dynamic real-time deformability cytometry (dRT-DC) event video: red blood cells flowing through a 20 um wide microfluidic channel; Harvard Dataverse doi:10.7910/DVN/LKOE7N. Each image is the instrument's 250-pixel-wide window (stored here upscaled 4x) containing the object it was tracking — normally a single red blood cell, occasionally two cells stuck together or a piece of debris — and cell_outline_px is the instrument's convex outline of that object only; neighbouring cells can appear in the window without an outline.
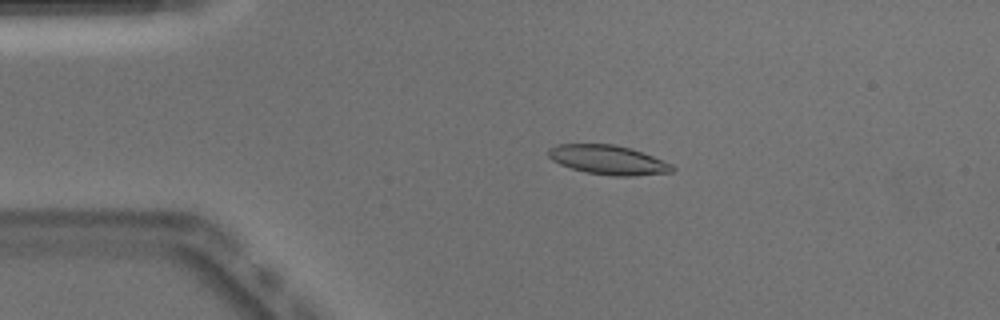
{"species": "Egyptian fruit bat (a non-hibernating species)", "species_latin": "Rousettus aegyptiacus", "temperature_condition": "warm", "stored_images_in_passage": 47, "camera_frame_rate_fps": 3000, "um_per_image_px": 0.085, "animal": {"sex": "male"}, "frame": {"image": 1, "passage_image": 6, "time_ms": 1.667, "image_size_px": [1000, 320], "cell_outline_px": [[676, 168], [672, 172], [632, 176], [612, 176], [584, 172], [560, 164], [552, 160], [548, 156], [548, 148], [560, 144], [612, 144], [632, 148], [672, 164]], "centroid_in_image_um": [51.69, 13.59], "position_along_channel_um": 33.3, "area_um2": 21.15}}
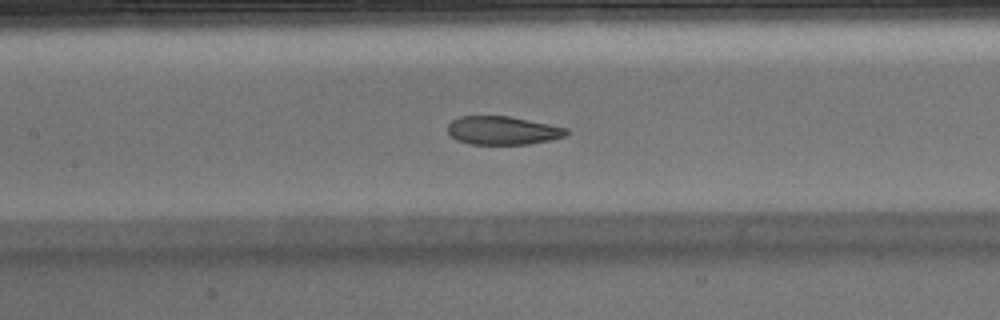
{"frame": {"image": 2, "passage_image": 19, "time_ms": 6.0, "image_size_px": [1000, 320], "cell_outline_px": [[568, 132], [564, 136], [552, 140], [528, 144], [468, 144], [456, 140], [448, 132], [448, 124], [452, 120], [460, 116], [508, 116], [568, 128]], "centroid_in_image_um": [42.71, 11.09], "position_along_channel_um": 164.7, "area_um2": 19.59}}
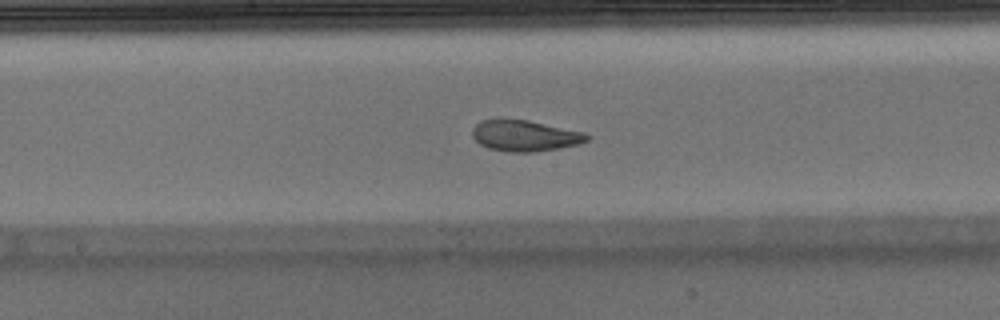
{"frame": {"image": 3, "passage_image": 22, "time_ms": 7.0, "image_size_px": [1000, 320], "cell_outline_px": [[588, 140], [580, 144], [560, 148], [532, 152], [508, 152], [488, 148], [480, 144], [472, 136], [472, 128], [480, 120], [528, 120], [584, 132], [588, 136]], "centroid_in_image_um": [44.61, 11.55], "position_along_channel_um": 203.6, "area_um2": 20.58}, "authors_computed_cell_mechanics": {"area_um2": 21.2126, "velocity_mm_per_s": 3.8973, "shape_relaxation_time_tau1_ms": 6.7586, "shape_relaxation_time_tau2_ms": 1.321, "deformation_change_tau1": 0.1951, "deformation_change_tau2": 0.0625}}